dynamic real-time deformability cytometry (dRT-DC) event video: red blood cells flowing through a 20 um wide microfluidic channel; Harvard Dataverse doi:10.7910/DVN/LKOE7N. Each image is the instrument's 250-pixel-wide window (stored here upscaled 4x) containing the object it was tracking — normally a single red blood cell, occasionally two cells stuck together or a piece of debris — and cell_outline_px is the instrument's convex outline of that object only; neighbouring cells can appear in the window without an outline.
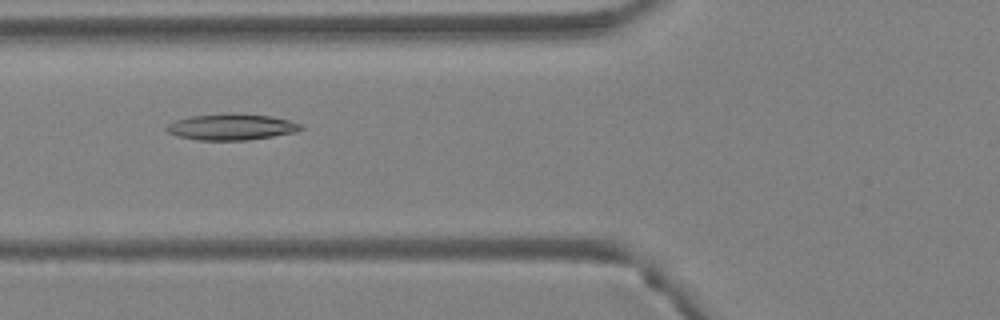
{"species": "Egyptian fruit bat (a non-hibernating species)", "species_latin": "Rousettus aegyptiacus", "temperature_condition": "warm", "stored_images_in_passage": 2, "camera_frame_rate_fps": 3000, "um_per_image_px": 0.085, "animal": {"sex": "female"}, "frame": {"image": 1, "passage_image": 2, "time_ms": 0.333, "image_size_px": [1000, 320], "cell_outline_px": [[304, 128], [296, 132], [248, 140], [200, 140], [180, 136], [168, 132], [164, 128], [168, 124], [176, 120], [188, 116], [232, 112], [272, 116], [288, 120], [300, 124]], "centroid_in_image_um": [19.67, 10.77], "position_along_channel_um": 106.1, "area_um2": 20.58}}